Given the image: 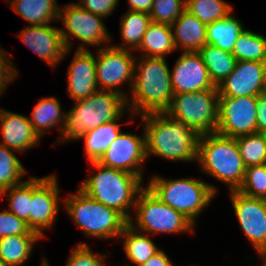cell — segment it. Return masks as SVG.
Wrapping results in <instances>:
<instances>
[{
    "mask_svg": "<svg viewBox=\"0 0 266 266\" xmlns=\"http://www.w3.org/2000/svg\"><path fill=\"white\" fill-rule=\"evenodd\" d=\"M144 123L146 157L154 155L168 160H197L199 134L165 111L141 115Z\"/></svg>",
    "mask_w": 266,
    "mask_h": 266,
    "instance_id": "1",
    "label": "cell"
},
{
    "mask_svg": "<svg viewBox=\"0 0 266 266\" xmlns=\"http://www.w3.org/2000/svg\"><path fill=\"white\" fill-rule=\"evenodd\" d=\"M134 65L132 100L127 99L133 116L165 111L171 104L173 88L171 71L165 58L144 57ZM131 101V102H130Z\"/></svg>",
    "mask_w": 266,
    "mask_h": 266,
    "instance_id": "2",
    "label": "cell"
},
{
    "mask_svg": "<svg viewBox=\"0 0 266 266\" xmlns=\"http://www.w3.org/2000/svg\"><path fill=\"white\" fill-rule=\"evenodd\" d=\"M99 172L89 176L79 189L90 198L119 212L128 222L131 219L129 208L135 206L136 196L143 189L142 180L122 170H117L90 162Z\"/></svg>",
    "mask_w": 266,
    "mask_h": 266,
    "instance_id": "3",
    "label": "cell"
},
{
    "mask_svg": "<svg viewBox=\"0 0 266 266\" xmlns=\"http://www.w3.org/2000/svg\"><path fill=\"white\" fill-rule=\"evenodd\" d=\"M197 161L205 173L229 185L230 191L242 185L246 167L235 138L216 132L199 135Z\"/></svg>",
    "mask_w": 266,
    "mask_h": 266,
    "instance_id": "4",
    "label": "cell"
},
{
    "mask_svg": "<svg viewBox=\"0 0 266 266\" xmlns=\"http://www.w3.org/2000/svg\"><path fill=\"white\" fill-rule=\"evenodd\" d=\"M76 105L66 113L63 141L75 140L89 130L113 120H119L127 106V99L115 92L96 91L85 99L75 101Z\"/></svg>",
    "mask_w": 266,
    "mask_h": 266,
    "instance_id": "5",
    "label": "cell"
},
{
    "mask_svg": "<svg viewBox=\"0 0 266 266\" xmlns=\"http://www.w3.org/2000/svg\"><path fill=\"white\" fill-rule=\"evenodd\" d=\"M147 187L162 202L182 213L195 225V218L209 206L217 189L200 179L166 180L155 175Z\"/></svg>",
    "mask_w": 266,
    "mask_h": 266,
    "instance_id": "6",
    "label": "cell"
},
{
    "mask_svg": "<svg viewBox=\"0 0 266 266\" xmlns=\"http://www.w3.org/2000/svg\"><path fill=\"white\" fill-rule=\"evenodd\" d=\"M65 208L88 237H120L128 221L116 210L90 198L82 190L68 195Z\"/></svg>",
    "mask_w": 266,
    "mask_h": 266,
    "instance_id": "7",
    "label": "cell"
},
{
    "mask_svg": "<svg viewBox=\"0 0 266 266\" xmlns=\"http://www.w3.org/2000/svg\"><path fill=\"white\" fill-rule=\"evenodd\" d=\"M218 89L174 94L165 112L193 128L199 135L215 133L218 127Z\"/></svg>",
    "mask_w": 266,
    "mask_h": 266,
    "instance_id": "8",
    "label": "cell"
},
{
    "mask_svg": "<svg viewBox=\"0 0 266 266\" xmlns=\"http://www.w3.org/2000/svg\"><path fill=\"white\" fill-rule=\"evenodd\" d=\"M134 207L137 212L135 215L137 225L133 224L132 218L128 223L137 231L148 235L193 232L195 225L182 213L157 198L148 187H143L138 193Z\"/></svg>",
    "mask_w": 266,
    "mask_h": 266,
    "instance_id": "9",
    "label": "cell"
},
{
    "mask_svg": "<svg viewBox=\"0 0 266 266\" xmlns=\"http://www.w3.org/2000/svg\"><path fill=\"white\" fill-rule=\"evenodd\" d=\"M102 18L104 17L83 9L78 3H70L64 6L59 11L58 19L62 20L65 29H67L66 31L60 29L66 49L70 50L72 46L69 39L70 35L83 42L78 50H87L85 44L100 46L102 43L106 44V41H110V34L107 32Z\"/></svg>",
    "mask_w": 266,
    "mask_h": 266,
    "instance_id": "10",
    "label": "cell"
},
{
    "mask_svg": "<svg viewBox=\"0 0 266 266\" xmlns=\"http://www.w3.org/2000/svg\"><path fill=\"white\" fill-rule=\"evenodd\" d=\"M131 50L119 49L113 46H104L97 52L96 82L100 91H111L124 96L123 91L116 89L122 83L130 81L132 89L134 83L135 57Z\"/></svg>",
    "mask_w": 266,
    "mask_h": 266,
    "instance_id": "11",
    "label": "cell"
},
{
    "mask_svg": "<svg viewBox=\"0 0 266 266\" xmlns=\"http://www.w3.org/2000/svg\"><path fill=\"white\" fill-rule=\"evenodd\" d=\"M257 96L219 97L216 133L236 138L256 133Z\"/></svg>",
    "mask_w": 266,
    "mask_h": 266,
    "instance_id": "12",
    "label": "cell"
},
{
    "mask_svg": "<svg viewBox=\"0 0 266 266\" xmlns=\"http://www.w3.org/2000/svg\"><path fill=\"white\" fill-rule=\"evenodd\" d=\"M56 178L54 174L43 178L32 177L29 229L41 238L45 236L42 229L53 226L59 211V187Z\"/></svg>",
    "mask_w": 266,
    "mask_h": 266,
    "instance_id": "13",
    "label": "cell"
},
{
    "mask_svg": "<svg viewBox=\"0 0 266 266\" xmlns=\"http://www.w3.org/2000/svg\"><path fill=\"white\" fill-rule=\"evenodd\" d=\"M239 225L259 253H266V200L230 191Z\"/></svg>",
    "mask_w": 266,
    "mask_h": 266,
    "instance_id": "14",
    "label": "cell"
},
{
    "mask_svg": "<svg viewBox=\"0 0 266 266\" xmlns=\"http://www.w3.org/2000/svg\"><path fill=\"white\" fill-rule=\"evenodd\" d=\"M145 132L142 136L121 132L98 163L138 176L143 181L139 167L146 160Z\"/></svg>",
    "mask_w": 266,
    "mask_h": 266,
    "instance_id": "15",
    "label": "cell"
},
{
    "mask_svg": "<svg viewBox=\"0 0 266 266\" xmlns=\"http://www.w3.org/2000/svg\"><path fill=\"white\" fill-rule=\"evenodd\" d=\"M217 89L219 97L258 96L266 93V62L236 61L232 73Z\"/></svg>",
    "mask_w": 266,
    "mask_h": 266,
    "instance_id": "16",
    "label": "cell"
},
{
    "mask_svg": "<svg viewBox=\"0 0 266 266\" xmlns=\"http://www.w3.org/2000/svg\"><path fill=\"white\" fill-rule=\"evenodd\" d=\"M171 82L174 94L217 89L198 52H182L171 71Z\"/></svg>",
    "mask_w": 266,
    "mask_h": 266,
    "instance_id": "17",
    "label": "cell"
},
{
    "mask_svg": "<svg viewBox=\"0 0 266 266\" xmlns=\"http://www.w3.org/2000/svg\"><path fill=\"white\" fill-rule=\"evenodd\" d=\"M23 43L34 51L51 67L56 66L68 52L66 49L60 28L49 24L29 25L18 33Z\"/></svg>",
    "mask_w": 266,
    "mask_h": 266,
    "instance_id": "18",
    "label": "cell"
},
{
    "mask_svg": "<svg viewBox=\"0 0 266 266\" xmlns=\"http://www.w3.org/2000/svg\"><path fill=\"white\" fill-rule=\"evenodd\" d=\"M68 71V95L74 101L85 99L98 91L96 58L90 50H78Z\"/></svg>",
    "mask_w": 266,
    "mask_h": 266,
    "instance_id": "19",
    "label": "cell"
},
{
    "mask_svg": "<svg viewBox=\"0 0 266 266\" xmlns=\"http://www.w3.org/2000/svg\"><path fill=\"white\" fill-rule=\"evenodd\" d=\"M2 143L13 151L24 152L38 144L39 135L29 118L0 108Z\"/></svg>",
    "mask_w": 266,
    "mask_h": 266,
    "instance_id": "20",
    "label": "cell"
},
{
    "mask_svg": "<svg viewBox=\"0 0 266 266\" xmlns=\"http://www.w3.org/2000/svg\"><path fill=\"white\" fill-rule=\"evenodd\" d=\"M175 48L184 52H198L207 44V26L185 10L171 25Z\"/></svg>",
    "mask_w": 266,
    "mask_h": 266,
    "instance_id": "21",
    "label": "cell"
},
{
    "mask_svg": "<svg viewBox=\"0 0 266 266\" xmlns=\"http://www.w3.org/2000/svg\"><path fill=\"white\" fill-rule=\"evenodd\" d=\"M137 50L145 53L144 57L154 58H165L166 54L175 51L171 25L152 21Z\"/></svg>",
    "mask_w": 266,
    "mask_h": 266,
    "instance_id": "22",
    "label": "cell"
},
{
    "mask_svg": "<svg viewBox=\"0 0 266 266\" xmlns=\"http://www.w3.org/2000/svg\"><path fill=\"white\" fill-rule=\"evenodd\" d=\"M117 120L101 124L89 130L79 139H85V153L89 162H98L112 142L120 135Z\"/></svg>",
    "mask_w": 266,
    "mask_h": 266,
    "instance_id": "23",
    "label": "cell"
},
{
    "mask_svg": "<svg viewBox=\"0 0 266 266\" xmlns=\"http://www.w3.org/2000/svg\"><path fill=\"white\" fill-rule=\"evenodd\" d=\"M61 104L56 97L42 98L35 105L32 111V119L29 118L35 132L42 137L45 130L56 127L57 124H62L60 127L61 134L66 125V113L64 116L61 111Z\"/></svg>",
    "mask_w": 266,
    "mask_h": 266,
    "instance_id": "24",
    "label": "cell"
},
{
    "mask_svg": "<svg viewBox=\"0 0 266 266\" xmlns=\"http://www.w3.org/2000/svg\"><path fill=\"white\" fill-rule=\"evenodd\" d=\"M198 53L208 69L210 80L215 86H218L234 70L237 60L232 52L205 44Z\"/></svg>",
    "mask_w": 266,
    "mask_h": 266,
    "instance_id": "25",
    "label": "cell"
},
{
    "mask_svg": "<svg viewBox=\"0 0 266 266\" xmlns=\"http://www.w3.org/2000/svg\"><path fill=\"white\" fill-rule=\"evenodd\" d=\"M12 9L31 25L49 24L59 18L56 0H16Z\"/></svg>",
    "mask_w": 266,
    "mask_h": 266,
    "instance_id": "26",
    "label": "cell"
},
{
    "mask_svg": "<svg viewBox=\"0 0 266 266\" xmlns=\"http://www.w3.org/2000/svg\"><path fill=\"white\" fill-rule=\"evenodd\" d=\"M243 31L241 22L229 14L207 25V44L233 52L234 45Z\"/></svg>",
    "mask_w": 266,
    "mask_h": 266,
    "instance_id": "27",
    "label": "cell"
},
{
    "mask_svg": "<svg viewBox=\"0 0 266 266\" xmlns=\"http://www.w3.org/2000/svg\"><path fill=\"white\" fill-rule=\"evenodd\" d=\"M39 235H14L0 239V259L7 266H21L31 255Z\"/></svg>",
    "mask_w": 266,
    "mask_h": 266,
    "instance_id": "28",
    "label": "cell"
},
{
    "mask_svg": "<svg viewBox=\"0 0 266 266\" xmlns=\"http://www.w3.org/2000/svg\"><path fill=\"white\" fill-rule=\"evenodd\" d=\"M120 237L125 239L123 249L127 258L137 266L148 261L160 250L148 237V234L142 235L140 232L138 233L129 223L124 227Z\"/></svg>",
    "mask_w": 266,
    "mask_h": 266,
    "instance_id": "29",
    "label": "cell"
},
{
    "mask_svg": "<svg viewBox=\"0 0 266 266\" xmlns=\"http://www.w3.org/2000/svg\"><path fill=\"white\" fill-rule=\"evenodd\" d=\"M151 22L152 20L148 13L128 10L121 19V36L129 48L127 46L124 47L122 44L114 47L127 50L138 49L143 35Z\"/></svg>",
    "mask_w": 266,
    "mask_h": 266,
    "instance_id": "30",
    "label": "cell"
},
{
    "mask_svg": "<svg viewBox=\"0 0 266 266\" xmlns=\"http://www.w3.org/2000/svg\"><path fill=\"white\" fill-rule=\"evenodd\" d=\"M232 54L237 61L266 62V38L244 30L237 39Z\"/></svg>",
    "mask_w": 266,
    "mask_h": 266,
    "instance_id": "31",
    "label": "cell"
},
{
    "mask_svg": "<svg viewBox=\"0 0 266 266\" xmlns=\"http://www.w3.org/2000/svg\"><path fill=\"white\" fill-rule=\"evenodd\" d=\"M245 167L266 164V136L262 133L235 138Z\"/></svg>",
    "mask_w": 266,
    "mask_h": 266,
    "instance_id": "32",
    "label": "cell"
},
{
    "mask_svg": "<svg viewBox=\"0 0 266 266\" xmlns=\"http://www.w3.org/2000/svg\"><path fill=\"white\" fill-rule=\"evenodd\" d=\"M232 9L223 0H186V10L206 26L225 18L231 14Z\"/></svg>",
    "mask_w": 266,
    "mask_h": 266,
    "instance_id": "33",
    "label": "cell"
},
{
    "mask_svg": "<svg viewBox=\"0 0 266 266\" xmlns=\"http://www.w3.org/2000/svg\"><path fill=\"white\" fill-rule=\"evenodd\" d=\"M12 151L0 144V193L24 182L26 170Z\"/></svg>",
    "mask_w": 266,
    "mask_h": 266,
    "instance_id": "34",
    "label": "cell"
},
{
    "mask_svg": "<svg viewBox=\"0 0 266 266\" xmlns=\"http://www.w3.org/2000/svg\"><path fill=\"white\" fill-rule=\"evenodd\" d=\"M4 194L8 195L9 200V208L7 210L26 222L29 227L30 206L32 202V177L28 181L2 191L0 196L2 197Z\"/></svg>",
    "mask_w": 266,
    "mask_h": 266,
    "instance_id": "35",
    "label": "cell"
},
{
    "mask_svg": "<svg viewBox=\"0 0 266 266\" xmlns=\"http://www.w3.org/2000/svg\"><path fill=\"white\" fill-rule=\"evenodd\" d=\"M238 191L249 197L266 200V164L247 167Z\"/></svg>",
    "mask_w": 266,
    "mask_h": 266,
    "instance_id": "36",
    "label": "cell"
},
{
    "mask_svg": "<svg viewBox=\"0 0 266 266\" xmlns=\"http://www.w3.org/2000/svg\"><path fill=\"white\" fill-rule=\"evenodd\" d=\"M186 10V0H154L149 16L156 23L172 25Z\"/></svg>",
    "mask_w": 266,
    "mask_h": 266,
    "instance_id": "37",
    "label": "cell"
},
{
    "mask_svg": "<svg viewBox=\"0 0 266 266\" xmlns=\"http://www.w3.org/2000/svg\"><path fill=\"white\" fill-rule=\"evenodd\" d=\"M14 235H38L31 231L26 222L19 219L15 214L8 211L0 212V239Z\"/></svg>",
    "mask_w": 266,
    "mask_h": 266,
    "instance_id": "38",
    "label": "cell"
},
{
    "mask_svg": "<svg viewBox=\"0 0 266 266\" xmlns=\"http://www.w3.org/2000/svg\"><path fill=\"white\" fill-rule=\"evenodd\" d=\"M105 255H95L86 243H79L71 253L66 266H105Z\"/></svg>",
    "mask_w": 266,
    "mask_h": 266,
    "instance_id": "39",
    "label": "cell"
},
{
    "mask_svg": "<svg viewBox=\"0 0 266 266\" xmlns=\"http://www.w3.org/2000/svg\"><path fill=\"white\" fill-rule=\"evenodd\" d=\"M80 6L98 16L110 15L117 6L119 0H79Z\"/></svg>",
    "mask_w": 266,
    "mask_h": 266,
    "instance_id": "40",
    "label": "cell"
},
{
    "mask_svg": "<svg viewBox=\"0 0 266 266\" xmlns=\"http://www.w3.org/2000/svg\"><path fill=\"white\" fill-rule=\"evenodd\" d=\"M7 54L8 53H5L0 47V95L3 93V90L6 89L8 83L12 82V80L18 76L17 70L11 64L10 57Z\"/></svg>",
    "mask_w": 266,
    "mask_h": 266,
    "instance_id": "41",
    "label": "cell"
},
{
    "mask_svg": "<svg viewBox=\"0 0 266 266\" xmlns=\"http://www.w3.org/2000/svg\"><path fill=\"white\" fill-rule=\"evenodd\" d=\"M256 133H266V93L257 96Z\"/></svg>",
    "mask_w": 266,
    "mask_h": 266,
    "instance_id": "42",
    "label": "cell"
},
{
    "mask_svg": "<svg viewBox=\"0 0 266 266\" xmlns=\"http://www.w3.org/2000/svg\"><path fill=\"white\" fill-rule=\"evenodd\" d=\"M140 266H173L167 254L163 250H159L148 261Z\"/></svg>",
    "mask_w": 266,
    "mask_h": 266,
    "instance_id": "43",
    "label": "cell"
},
{
    "mask_svg": "<svg viewBox=\"0 0 266 266\" xmlns=\"http://www.w3.org/2000/svg\"><path fill=\"white\" fill-rule=\"evenodd\" d=\"M154 0H128L129 11L150 13Z\"/></svg>",
    "mask_w": 266,
    "mask_h": 266,
    "instance_id": "44",
    "label": "cell"
},
{
    "mask_svg": "<svg viewBox=\"0 0 266 266\" xmlns=\"http://www.w3.org/2000/svg\"><path fill=\"white\" fill-rule=\"evenodd\" d=\"M259 255L261 256L262 260H263V265L261 266H266V253H259Z\"/></svg>",
    "mask_w": 266,
    "mask_h": 266,
    "instance_id": "45",
    "label": "cell"
},
{
    "mask_svg": "<svg viewBox=\"0 0 266 266\" xmlns=\"http://www.w3.org/2000/svg\"><path fill=\"white\" fill-rule=\"evenodd\" d=\"M41 266H49V264L47 263V260L45 258H43Z\"/></svg>",
    "mask_w": 266,
    "mask_h": 266,
    "instance_id": "46",
    "label": "cell"
},
{
    "mask_svg": "<svg viewBox=\"0 0 266 266\" xmlns=\"http://www.w3.org/2000/svg\"><path fill=\"white\" fill-rule=\"evenodd\" d=\"M0 266H7V265L0 259Z\"/></svg>",
    "mask_w": 266,
    "mask_h": 266,
    "instance_id": "47",
    "label": "cell"
},
{
    "mask_svg": "<svg viewBox=\"0 0 266 266\" xmlns=\"http://www.w3.org/2000/svg\"><path fill=\"white\" fill-rule=\"evenodd\" d=\"M8 1H10V2H9V3H10L9 5H11V4H13L16 0H12V1H11V0H8Z\"/></svg>",
    "mask_w": 266,
    "mask_h": 266,
    "instance_id": "48",
    "label": "cell"
}]
</instances>
